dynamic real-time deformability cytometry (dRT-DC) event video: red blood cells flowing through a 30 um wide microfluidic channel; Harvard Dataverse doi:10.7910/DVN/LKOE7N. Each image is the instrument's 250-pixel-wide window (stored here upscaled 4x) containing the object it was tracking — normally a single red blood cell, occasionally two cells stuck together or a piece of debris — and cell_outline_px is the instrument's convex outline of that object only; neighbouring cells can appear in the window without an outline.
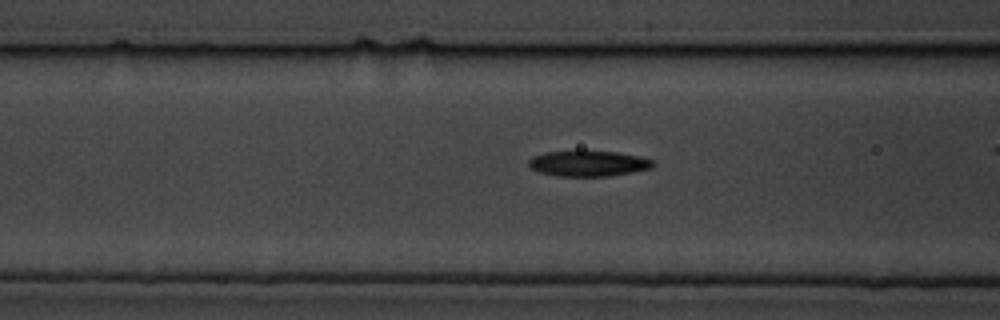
{"species": "common noctule bat (a hibernating species)", "species_latin": "Nyctalus noctula", "temperature_condition": "cold", "stored_images_in_passage": 44, "camera_frame_rate_fps": 3000, "um_per_image_px": 0.085, "animal": {"sex": "male", "body_mass_g": 19.5, "forearm_length_mm": 54.6}, "frame": {"image": 1, "passage_image": 20, "time_ms": 6.333, "image_size_px": [1000, 320], "cell_outline_px": [[656, 164], [652, 168], [632, 172], [608, 176], [556, 176], [540, 172], [532, 168], [528, 164], [528, 160], [532, 156], [544, 152], [616, 152], [640, 156], [656, 160]], "centroid_in_image_um": [50.05, 13.9], "position_along_channel_um": 116.5, "area_um2": 18.44}}
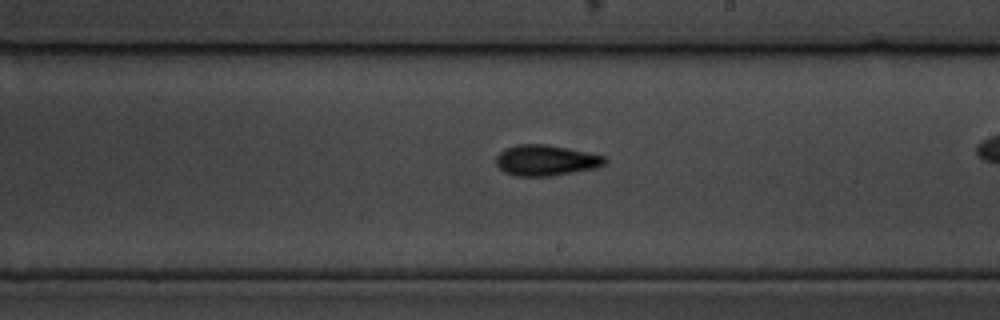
{"frame": {"image": 2, "passage_image": 31, "time_ms": 10.0, "image_size_px": [1000, 320], "cell_outline_px": [[608, 160], [604, 164], [596, 168], [552, 176], [516, 176], [504, 172], [496, 164], [496, 156], [504, 148], [516, 144], [544, 144], [604, 156]], "centroid_in_image_um": [46.36, 13.63], "position_along_channel_um": 242.6, "area_um2": 19.36}}
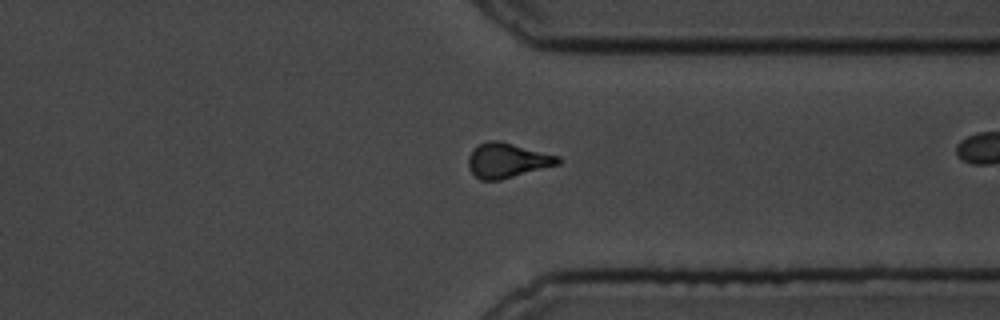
{"frame": {"image": 3, "passage_image": 42, "time_ms": 13.667, "image_size_px": [1000, 320], "cell_outline_px": [[564, 160], [560, 164], [500, 180], [480, 180], [468, 168], [468, 156], [472, 148], [488, 140], [500, 140], [560, 156]], "centroid_in_image_um": [43.13, 13.62], "position_along_channel_um": 368.3, "area_um2": 18.44}}